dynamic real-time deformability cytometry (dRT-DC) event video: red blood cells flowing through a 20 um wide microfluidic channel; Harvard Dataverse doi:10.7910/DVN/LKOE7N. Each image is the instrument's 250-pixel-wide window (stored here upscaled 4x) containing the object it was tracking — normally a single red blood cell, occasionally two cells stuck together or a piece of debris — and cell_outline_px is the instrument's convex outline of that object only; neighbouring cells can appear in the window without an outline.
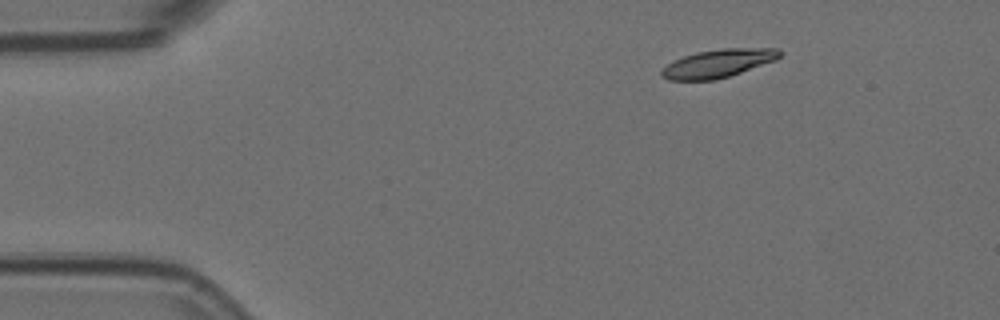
{"species": "Egyptian fruit bat (a non-hibernating species)", "species_latin": "Rousettus aegyptiacus", "temperature_condition": "room temperature", "stored_images_in_passage": 13, "camera_frame_rate_fps": 3000, "um_per_image_px": 0.085, "animal": {"sex": "female"}, "frame": {"image": 1, "passage_image": 1, "time_ms": 0.0, "image_size_px": [1000, 320], "cell_outline_px": [[780, 56], [776, 60], [716, 80], [668, 80], [660, 76], [660, 72], [668, 64], [684, 56], [696, 52], [724, 48], [780, 48]], "centroid_in_image_um": [61.04, 5.39], "position_along_channel_um": 24.0, "area_um2": 19.19}}
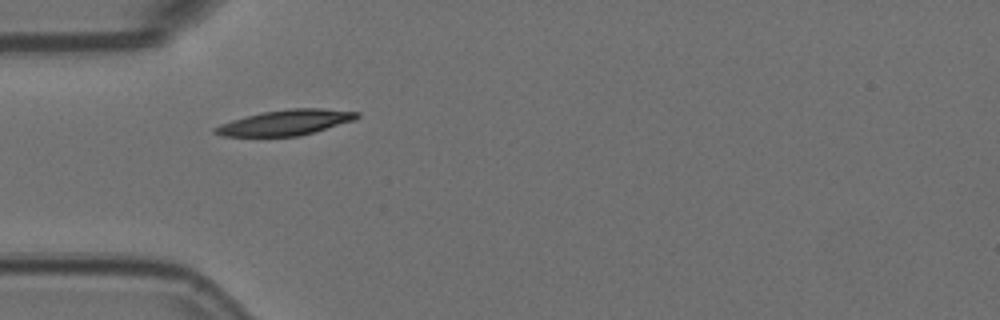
{"frame": {"image": 2, "passage_image": 10, "time_ms": 3.0, "image_size_px": [1000, 320], "cell_outline_px": [[360, 116], [356, 120], [300, 136], [220, 136], [212, 132], [212, 128], [220, 124], [232, 120], [264, 112], [292, 108], [320, 108], [360, 112]], "centroid_in_image_um": [24.29, 10.42], "position_along_channel_um": 60.7, "area_um2": 20.98}}